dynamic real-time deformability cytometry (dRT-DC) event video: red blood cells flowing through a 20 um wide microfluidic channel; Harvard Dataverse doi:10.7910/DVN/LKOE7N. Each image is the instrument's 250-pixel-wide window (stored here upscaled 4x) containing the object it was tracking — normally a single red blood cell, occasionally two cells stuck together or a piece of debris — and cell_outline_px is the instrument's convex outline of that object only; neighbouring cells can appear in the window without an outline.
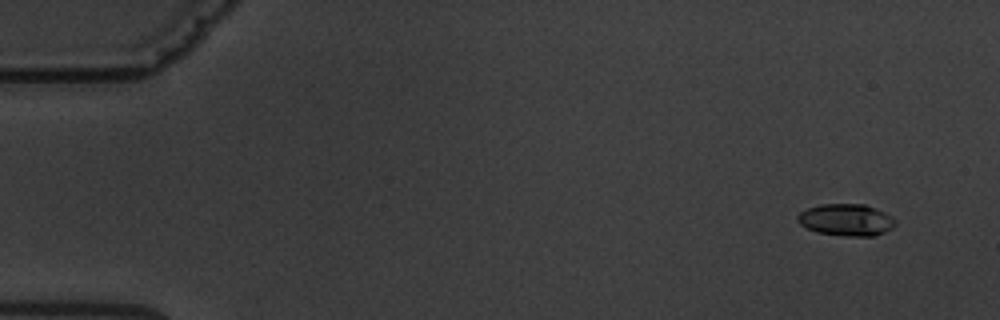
{"species": "common noctule bat (a hibernating species)", "species_latin": "Nyctalus noctula", "temperature_condition": "warm", "stored_images_in_passage": 7, "camera_frame_rate_fps": 3000, "um_per_image_px": 0.085, "animal": {"sex": "male", "body_mass_g": 19.5, "forearm_length_mm": 54.6}, "frame": {"image": 1, "passage_image": 2, "time_ms": 1.0, "image_size_px": [1000, 320], "cell_outline_px": [[896, 224], [892, 228], [876, 236], [848, 236], [820, 232], [808, 228], [800, 224], [796, 220], [796, 216], [800, 212], [808, 208], [820, 204], [864, 204], [884, 212], [892, 216], [896, 220]], "centroid_in_image_um": [71.94, 18.68], "position_along_channel_um": 13.1, "area_um2": 18.09}}
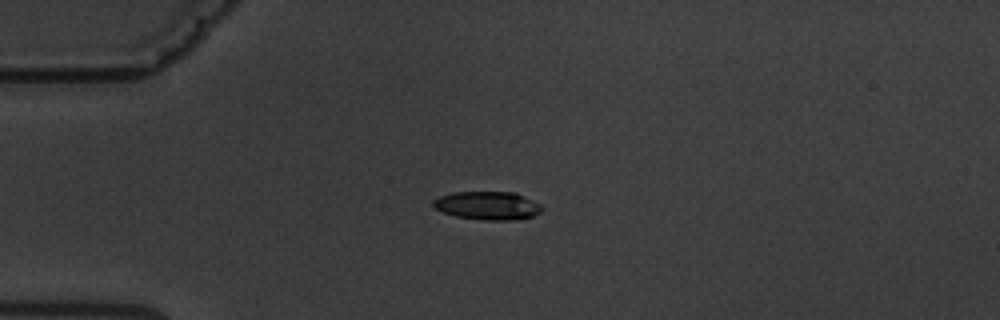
{"frame": {"image": 2, "passage_image": 5, "time_ms": 4.667, "image_size_px": [1000, 320], "cell_outline_px": [[544, 208], [540, 212], [532, 216], [516, 220], [484, 220], [456, 216], [444, 212], [436, 208], [432, 204], [432, 200], [440, 196], [452, 192], [516, 192], [540, 204]], "centroid_in_image_um": [41.46, 17.47], "position_along_channel_um": 43.5, "area_um2": 17.92}}
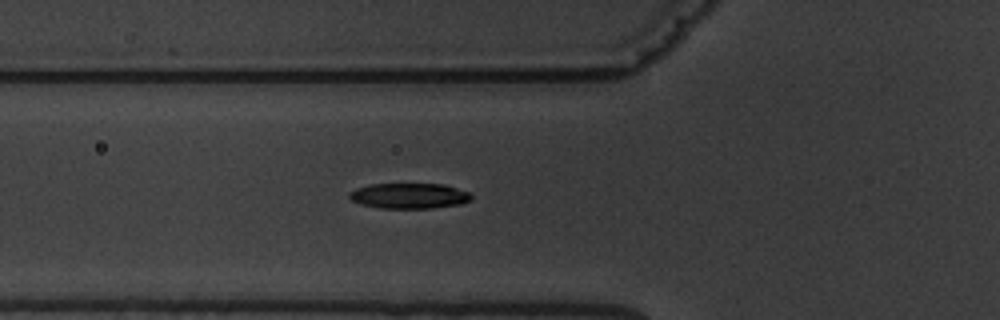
{"frame": {"image": 3, "passage_image": 7, "time_ms": 6.667, "image_size_px": [1000, 320], "cell_outline_px": [[472, 196], [468, 200], [460, 204], [432, 208], [380, 208], [360, 204], [352, 200], [348, 196], [348, 192], [356, 188], [372, 184], [444, 184], [468, 192]], "centroid_in_image_um": [34.73, 16.64], "position_along_channel_um": 91.1, "area_um2": 17.98}}